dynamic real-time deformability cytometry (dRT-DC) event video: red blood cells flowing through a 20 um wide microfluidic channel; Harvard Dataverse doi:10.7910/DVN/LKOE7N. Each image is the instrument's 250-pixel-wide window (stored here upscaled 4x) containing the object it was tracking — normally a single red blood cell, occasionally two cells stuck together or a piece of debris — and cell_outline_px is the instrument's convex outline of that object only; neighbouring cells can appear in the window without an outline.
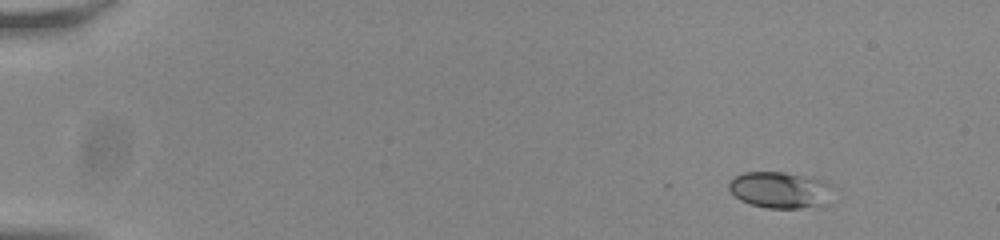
{"species": "common noctule bat (a hibernating species)", "species_latin": "Nyctalus noctula", "temperature_condition": "room temperature", "stored_images_in_passage": 50, "camera_frame_rate_fps": 3000, "um_per_image_px": 0.085, "animal": {"sex": "male", "body_mass_g": 20.0, "forearm_length_mm": 53.3}, "frame": {"image": 1, "passage_image": 1, "time_ms": 0.0, "image_size_px": [1000, 240], "cell_outline_px": [[836, 188], [832, 204], [800, 208], [768, 208], [752, 204], [740, 200], [728, 188], [728, 180], [740, 172], [784, 172], [812, 176], [828, 180]], "centroid_in_image_um": [66.45, 16.13], "position_along_channel_um": 18.5, "area_um2": 23.18}}
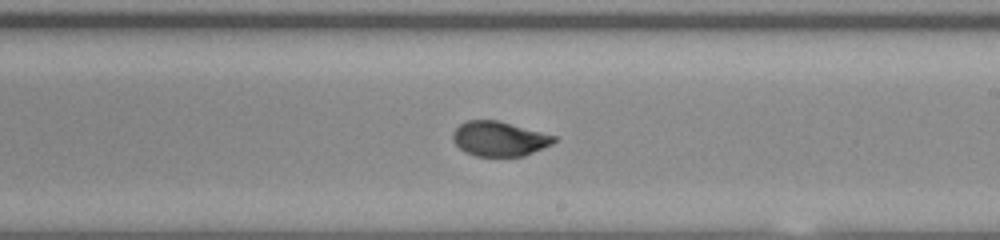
{"frame": {"image": 2, "passage_image": 29, "time_ms": 9.333, "image_size_px": [1000, 240], "cell_outline_px": [[556, 140], [552, 144], [524, 156], [476, 156], [464, 152], [452, 140], [452, 132], [460, 124], [468, 120], [496, 120], [556, 136]], "centroid_in_image_um": [42.41, 11.8], "position_along_channel_um": 246.6, "area_um2": 20.35}}
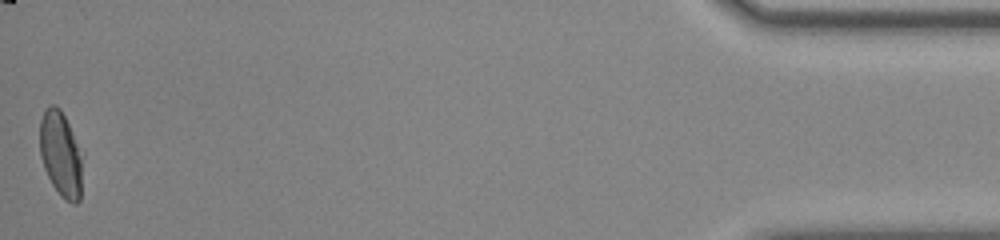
{"frame": {"image": 3, "passage_image": 50, "time_ms": 16.333, "image_size_px": [1000, 240], "cell_outline_px": [[84, 152], [80, 200], [76, 204], [72, 204], [64, 200], [60, 196], [52, 184], [44, 168], [40, 156], [40, 120], [48, 104], [56, 104], [60, 108]], "centroid_in_image_um": [5.21, 13.11], "position_along_channel_um": 430.0, "area_um2": 21.96}, "authors_computed_cell_mechanics": {"area_um2": 20.6924, "velocity_mm_per_s": 3.8085, "shape_relaxation_time_tau1_ms": 5.1127, "shape_relaxation_time_tau2_ms": null, "deformation_change_tau1": 0.1691, "deformation_change_tau2": null}}